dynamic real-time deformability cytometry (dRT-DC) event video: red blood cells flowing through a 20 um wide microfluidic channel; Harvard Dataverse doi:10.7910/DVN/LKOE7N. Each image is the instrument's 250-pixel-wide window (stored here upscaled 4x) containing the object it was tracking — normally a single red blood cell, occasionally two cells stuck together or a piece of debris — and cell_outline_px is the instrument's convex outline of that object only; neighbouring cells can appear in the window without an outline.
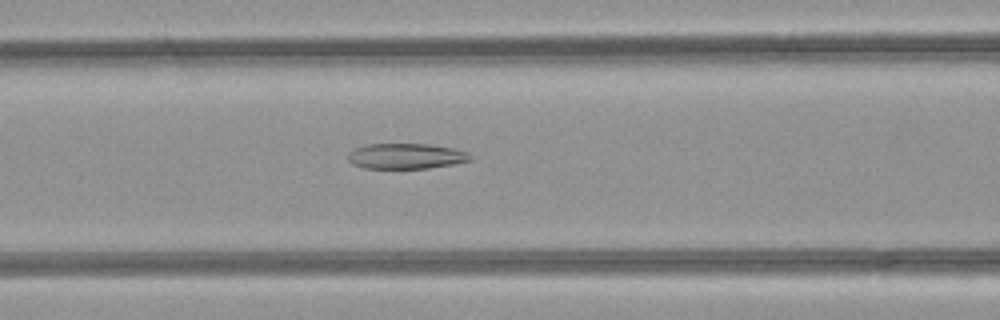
{"species": "common noctule bat (a hibernating species)", "species_latin": "Nyctalus noctula", "temperature_condition": "room temperature", "stored_images_in_passage": 49, "camera_frame_rate_fps": 3000, "um_per_image_px": 0.085, "animal": {"sex": "female", "body_mass_g": 21.9}, "frame": {"image": 1, "passage_image": 21, "time_ms": 6.667, "image_size_px": [1000, 320], "cell_outline_px": [[472, 160], [452, 164], [428, 168], [364, 168], [352, 164], [348, 160], [348, 156], [356, 148], [364, 144], [428, 144], [452, 148], [468, 152], [472, 156]], "centroid_in_image_um": [34.52, 13.27], "position_along_channel_um": 132.1, "area_um2": 18.03}}
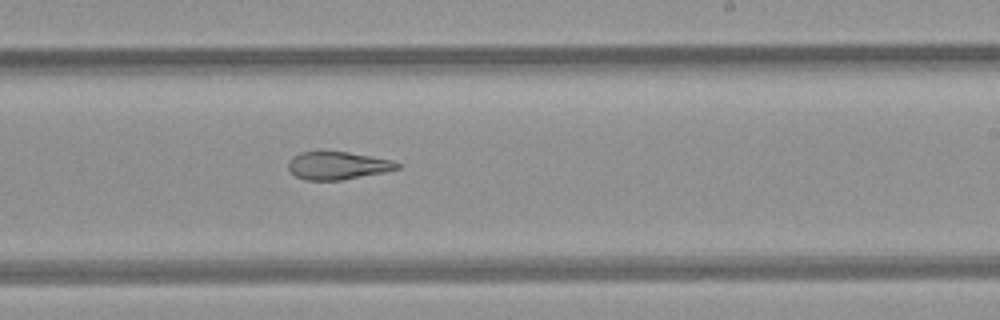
{"frame": {"image": 2, "passage_image": 30, "time_ms": 9.667, "image_size_px": [1000, 320], "cell_outline_px": [[404, 164], [400, 168], [384, 172], [340, 180], [304, 180], [296, 176], [288, 168], [288, 160], [292, 156], [300, 152], [320, 148], [348, 152], [372, 156], [392, 160]], "centroid_in_image_um": [28.67, 14.02], "position_along_channel_um": 260.3, "area_um2": 18.38}}
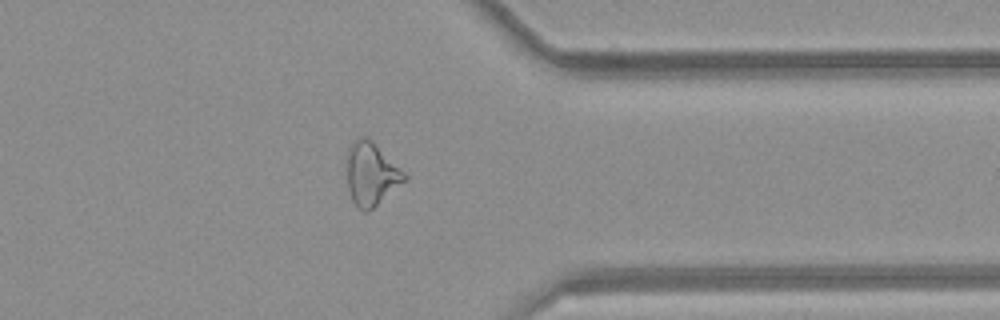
{"frame": {"image": 3, "passage_image": 39, "time_ms": 12.667, "image_size_px": [1000, 320], "cell_outline_px": [[408, 180], [368, 212], [364, 212], [352, 200], [348, 188], [344, 164], [348, 148], [360, 136], [368, 136], [408, 176]], "centroid_in_image_um": [31.53, 14.78], "position_along_channel_um": 379.9, "area_um2": 21.56}, "authors_computed_cell_mechanics": {"area_um2": 22.3108, "velocity_mm_per_s": 4.2717, "shape_relaxation_time_tau1_ms": null, "shape_relaxation_time_tau2_ms": 3.2937, "deformation_change_tau1": null, "deformation_change_tau2": 0.1263}}